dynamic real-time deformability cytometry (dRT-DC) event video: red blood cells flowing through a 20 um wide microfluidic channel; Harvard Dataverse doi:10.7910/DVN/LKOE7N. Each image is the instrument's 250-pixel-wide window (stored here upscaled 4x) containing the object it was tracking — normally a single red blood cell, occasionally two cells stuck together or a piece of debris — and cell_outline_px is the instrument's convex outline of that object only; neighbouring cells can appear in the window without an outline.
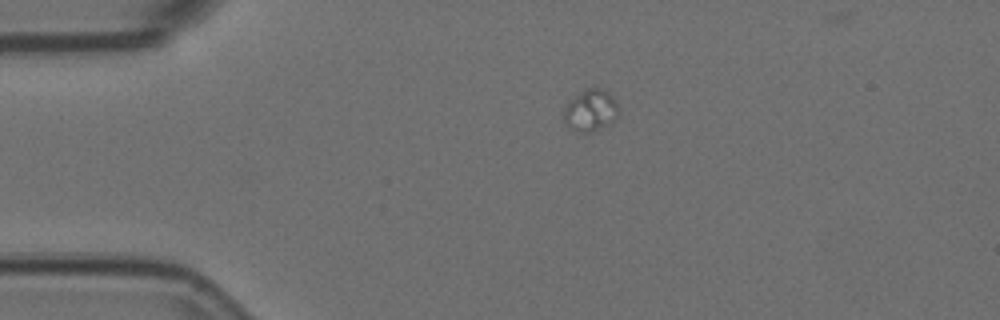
{"species": "Egyptian fruit bat (a non-hibernating species)", "species_latin": "Rousettus aegyptiacus", "temperature_condition": "room temperature", "stored_images_in_passage": 13, "camera_frame_rate_fps": 3000, "um_per_image_px": 0.085, "animal": {"sex": "female"}, "frame": {"image": 1, "passage_image": 1, "time_ms": 0.0, "image_size_px": [1000, 320], "cell_outline_px": [[616, 116], [612, 120], [588, 132], [580, 132], [572, 128], [564, 120], [564, 108], [584, 88], [604, 88], [616, 100]], "centroid_in_image_um": [50.18, 9.32], "position_along_channel_um": 34.8, "area_um2": 12.54}}